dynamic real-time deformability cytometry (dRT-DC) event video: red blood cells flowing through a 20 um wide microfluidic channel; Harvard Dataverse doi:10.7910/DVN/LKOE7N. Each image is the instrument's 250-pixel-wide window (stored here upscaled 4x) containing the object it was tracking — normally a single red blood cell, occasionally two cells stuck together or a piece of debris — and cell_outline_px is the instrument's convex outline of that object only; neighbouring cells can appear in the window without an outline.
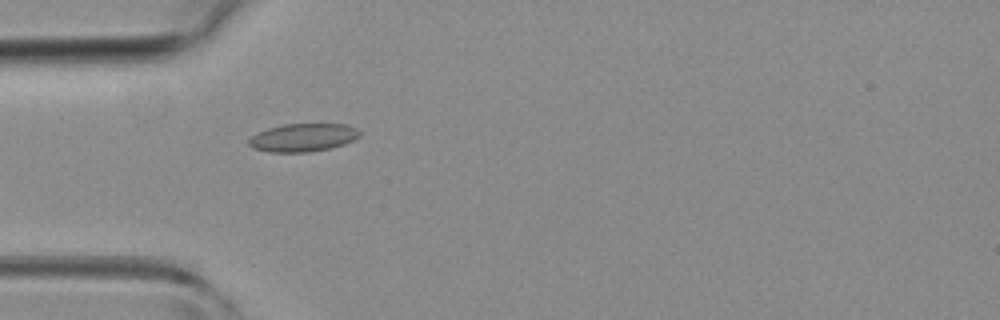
{"species": "common noctule bat (a hibernating species)", "species_latin": "Nyctalus noctula", "temperature_condition": "room temperature", "stored_images_in_passage": 40, "camera_frame_rate_fps": 3000, "um_per_image_px": 0.085, "animal": {"sex": "female", "body_mass_g": 19.3, "forearm_length_mm": 54.1}, "frame": {"image": 1, "passage_image": 8, "time_ms": 2.333, "image_size_px": [1000, 320], "cell_outline_px": [[360, 136], [344, 144], [328, 148], [308, 152], [268, 152], [252, 148], [248, 144], [248, 140], [252, 136], [268, 128], [284, 124], [348, 124], [356, 128], [360, 132]], "centroid_in_image_um": [25.75, 11.69], "position_along_channel_um": 59.3, "area_um2": 18.03}}
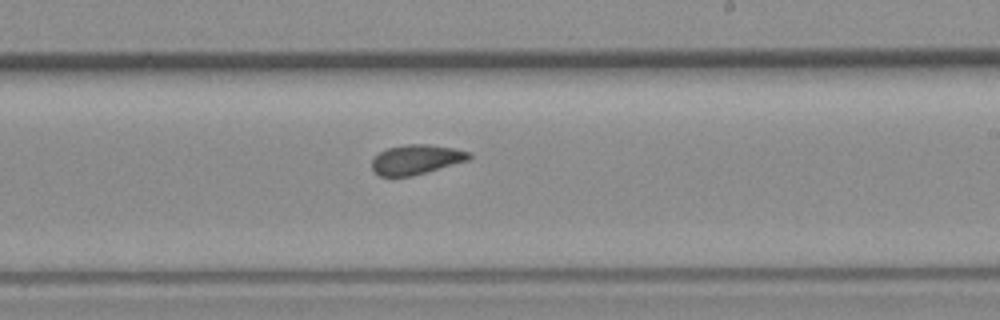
{"frame": {"image": 2, "passage_image": 21, "time_ms": 6.667, "image_size_px": [1000, 320], "cell_outline_px": [[472, 156], [468, 160], [412, 176], [380, 176], [372, 168], [372, 160], [380, 152], [388, 148], [408, 144], [428, 144], [452, 148], [468, 152]], "centroid_in_image_um": [35.37, 13.56], "position_along_channel_um": 253.6, "area_um2": 16.47}}
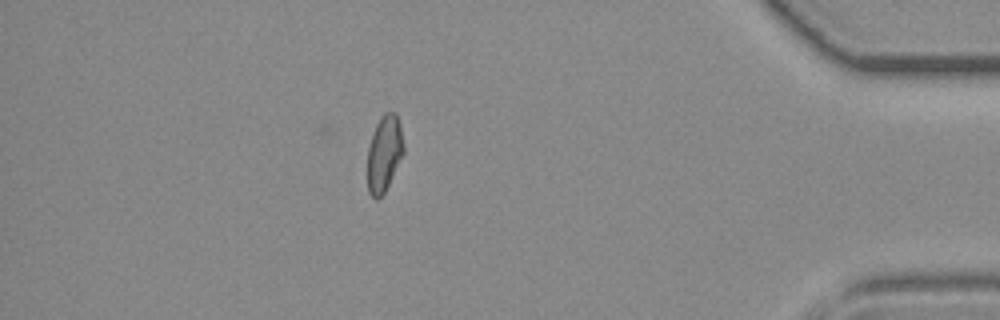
{"frame": {"image": 3, "passage_image": 34, "time_ms": 11.0, "image_size_px": [1000, 320], "cell_outline_px": [[404, 152], [384, 192], [376, 200], [368, 192], [368, 148], [376, 124], [380, 116], [384, 112], [396, 112], [400, 124], [404, 144]], "centroid_in_image_um": [32.66, 13.0], "position_along_channel_um": 402.5, "area_um2": 15.9}}